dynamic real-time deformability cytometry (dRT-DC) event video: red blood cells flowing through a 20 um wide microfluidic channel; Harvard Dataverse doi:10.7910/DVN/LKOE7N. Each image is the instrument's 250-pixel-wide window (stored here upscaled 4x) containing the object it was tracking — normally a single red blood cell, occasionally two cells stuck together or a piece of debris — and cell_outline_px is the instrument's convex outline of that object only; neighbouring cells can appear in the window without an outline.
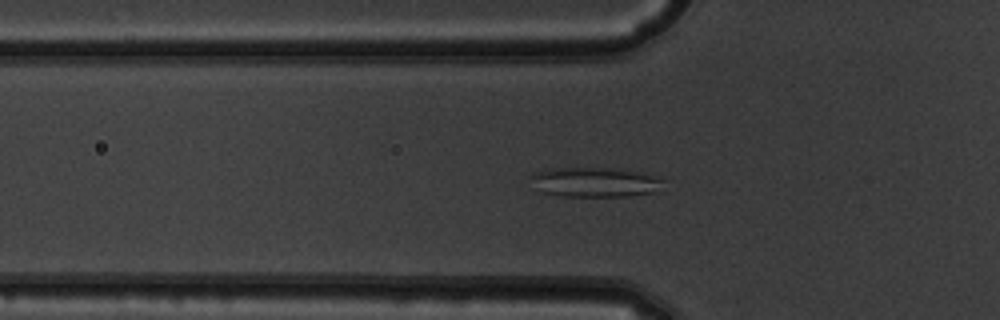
{"species": "common noctule bat (a hibernating species)", "species_latin": "Nyctalus noctula", "temperature_condition": "warm", "stored_images_in_passage": 53, "segment_of_instrument_passage": [1, 2], "camera_frame_rate_fps": 3000, "um_per_image_px": 0.085, "animal": {"sex": "male", "body_mass_g": 19.5, "forearm_length_mm": 54.6}, "frame": {"image": 1, "passage_image": 18, "time_ms": 5.667, "image_size_px": [1000, 320], "cell_outline_px": [[664, 180], [660, 192], [628, 196], [564, 196], [540, 192], [528, 176], [532, 172], [552, 168], [620, 168], [640, 172]], "centroid_in_image_um": [50.57, 15.48], "position_along_channel_um": 75.2, "area_um2": 23.24}}
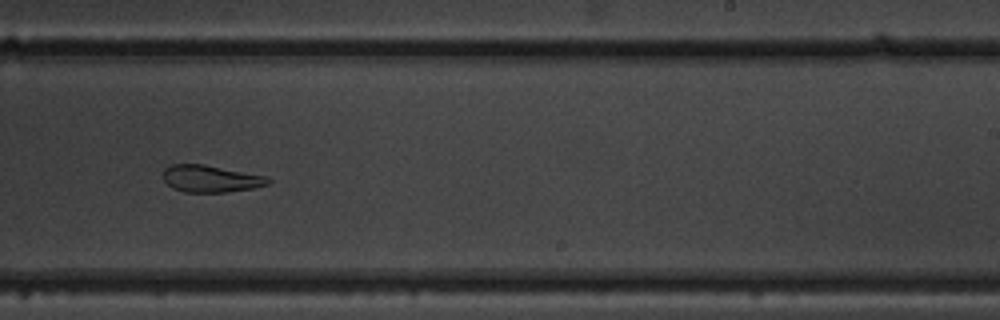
{"frame": {"image": 2, "passage_image": 33, "time_ms": 10.667, "image_size_px": [1000, 320], "cell_outline_px": [[272, 180], [268, 184], [252, 188], [228, 192], [184, 192], [172, 188], [164, 180], [164, 168], [172, 164], [204, 164], [268, 176]], "centroid_in_image_um": [17.93, 15.19], "position_along_channel_um": 271.1, "area_um2": 16.59}}
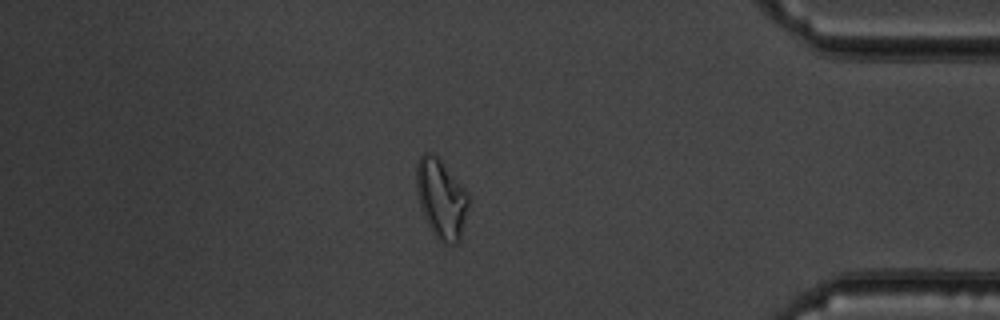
{"frame": {"image": 3, "passage_image": 45, "time_ms": 14.667, "image_size_px": [1000, 320], "cell_outline_px": [[468, 204], [460, 240], [456, 244], [444, 244], [432, 232], [424, 216], [420, 204], [416, 188], [416, 164], [420, 156], [424, 152], [432, 152], [440, 160], [468, 192]], "centroid_in_image_um": [37.49, 16.88], "position_along_channel_um": 397.7, "area_um2": 23.81}}